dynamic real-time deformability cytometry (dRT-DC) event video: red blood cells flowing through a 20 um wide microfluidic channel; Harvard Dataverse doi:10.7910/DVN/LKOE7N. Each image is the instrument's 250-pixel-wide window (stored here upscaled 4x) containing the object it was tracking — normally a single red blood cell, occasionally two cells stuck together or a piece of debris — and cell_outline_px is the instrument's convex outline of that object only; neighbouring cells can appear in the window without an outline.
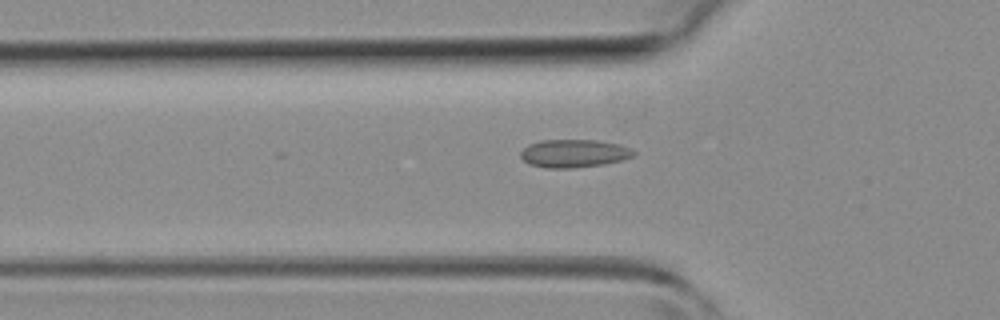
{"species": "common noctule bat (a hibernating species)", "species_latin": "Nyctalus noctula", "temperature_condition": "room temperature", "stored_images_in_passage": 10, "camera_frame_rate_fps": 3000, "um_per_image_px": 0.085, "animal": {"sex": "female", "body_mass_g": 19.3, "forearm_length_mm": 54.1}, "frame": {"image": 1, "passage_image": 3, "time_ms": 0.667, "image_size_px": [1000, 320], "cell_outline_px": [[636, 152], [632, 156], [620, 160], [604, 164], [572, 168], [544, 168], [528, 164], [520, 156], [520, 152], [528, 144], [540, 140], [596, 140], [620, 144], [632, 148]], "centroid_in_image_um": [48.76, 13.03], "position_along_channel_um": 77.0, "area_um2": 18.55}}
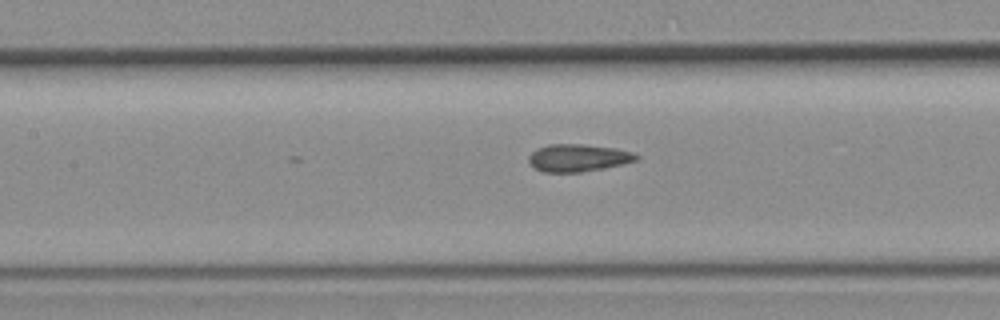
{"frame": {"image": 2, "passage_image": 8, "time_ms": 2.333, "image_size_px": [1000, 320], "cell_outline_px": [[640, 156], [636, 160], [604, 168], [580, 172], [544, 172], [536, 168], [528, 160], [528, 156], [536, 148], [548, 144], [584, 144], [616, 148], [632, 152]], "centroid_in_image_um": [49.12, 13.4], "position_along_channel_um": 158.3, "area_um2": 17.11}}
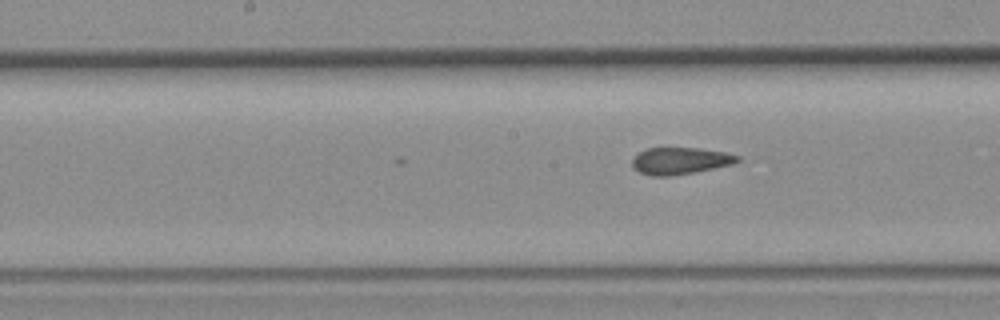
{"frame": {"image": 3, "passage_image": 10, "time_ms": 3.0, "image_size_px": [1000, 320], "cell_outline_px": [[740, 160], [732, 164], [672, 176], [652, 176], [640, 172], [632, 164], [632, 160], [640, 152], [648, 148], [700, 148], [724, 152], [740, 156]], "centroid_in_image_um": [57.83, 13.66], "position_along_channel_um": 190.4, "area_um2": 16.18}}